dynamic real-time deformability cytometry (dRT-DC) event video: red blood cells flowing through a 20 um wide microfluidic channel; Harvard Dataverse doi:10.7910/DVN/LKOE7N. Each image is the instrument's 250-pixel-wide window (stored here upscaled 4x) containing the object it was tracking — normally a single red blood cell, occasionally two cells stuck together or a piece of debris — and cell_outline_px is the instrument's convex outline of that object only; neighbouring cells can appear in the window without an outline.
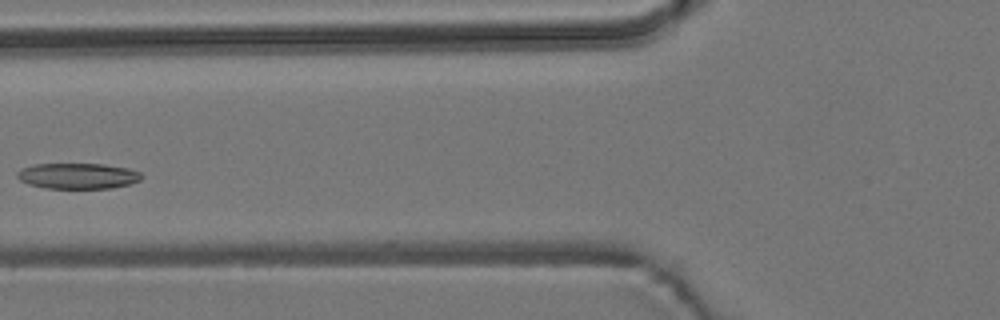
{"species": "common noctule bat (a hibernating species)", "species_latin": "Nyctalus noctula", "temperature_condition": "room temperature", "stored_images_in_passage": 4, "camera_frame_rate_fps": 3000, "um_per_image_px": 0.085, "animal": {"sex": "male", "body_mass_g": 19.2, "forearm_length_mm": 51.8}, "frame": {"image": 1, "passage_image": 3, "time_ms": 3.333, "image_size_px": [1000, 320], "cell_outline_px": [[144, 176], [140, 180], [128, 184], [112, 188], [48, 188], [28, 184], [20, 180], [16, 176], [16, 172], [20, 168], [32, 164], [104, 164], [128, 168], [140, 172]], "centroid_in_image_um": [6.59, 14.94], "position_along_channel_um": 119.2, "area_um2": 18.73}}
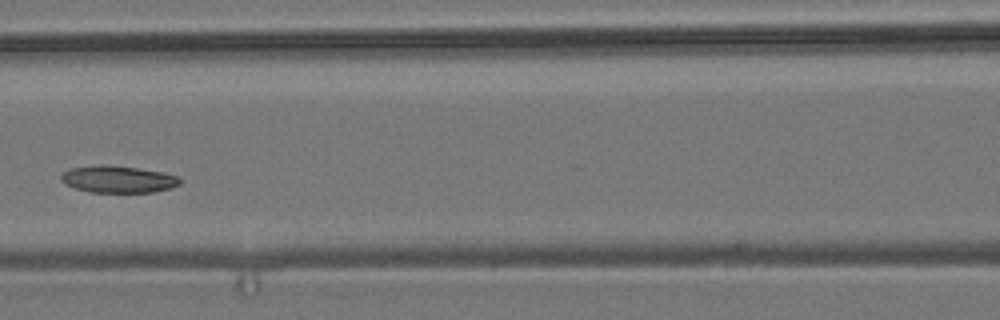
{"frame": {"image": 2, "passage_image": 4, "time_ms": 4.333, "image_size_px": [1000, 320], "cell_outline_px": [[180, 184], [172, 188], [152, 192], [92, 192], [76, 188], [64, 184], [60, 180], [60, 176], [64, 172], [72, 168], [100, 164], [136, 168], [164, 172], [180, 176]], "centroid_in_image_um": [10.06, 15.23], "position_along_channel_um": 156.5, "area_um2": 18.67}}